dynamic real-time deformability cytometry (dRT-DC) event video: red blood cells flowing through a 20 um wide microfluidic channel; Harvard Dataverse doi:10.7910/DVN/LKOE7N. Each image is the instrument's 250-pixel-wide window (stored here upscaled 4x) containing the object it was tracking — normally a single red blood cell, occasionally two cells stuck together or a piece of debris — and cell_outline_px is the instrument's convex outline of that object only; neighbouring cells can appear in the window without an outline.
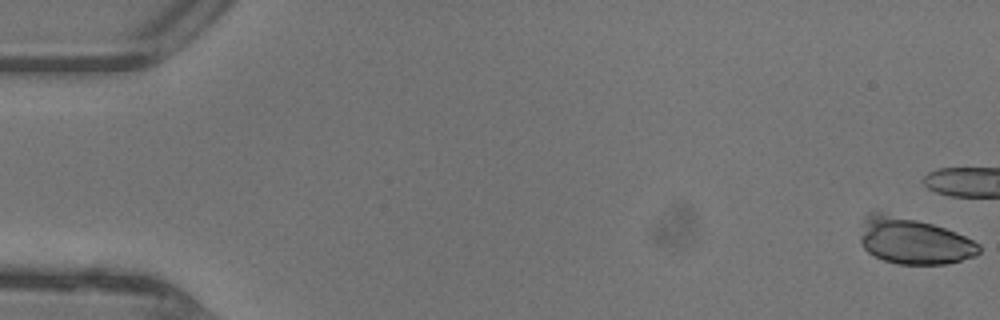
{"species": "common noctule bat (a hibernating species)", "species_latin": "Nyctalus noctula", "temperature_condition": "warm", "stored_images_in_passage": 17, "camera_frame_rate_fps": 3000, "um_per_image_px": 0.085, "animal": {"sex": "female"}, "frame": {"image": 1, "passage_image": 1, "time_ms": 0.0, "image_size_px": [1000, 320], "cell_outline_px": [[980, 252], [976, 256], [944, 264], [896, 264], [884, 260], [868, 252], [864, 248], [860, 240], [860, 236], [864, 220], [868, 212], [880, 212], [916, 220], [932, 224], [956, 232], [980, 244]], "centroid_in_image_um": [77.66, 20.49], "position_along_channel_um": 7.3, "area_um2": 31.73}}